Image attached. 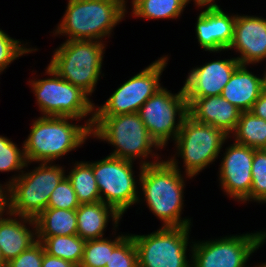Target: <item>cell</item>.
I'll return each mask as SVG.
<instances>
[{
	"label": "cell",
	"mask_w": 266,
	"mask_h": 267,
	"mask_svg": "<svg viewBox=\"0 0 266 267\" xmlns=\"http://www.w3.org/2000/svg\"><path fill=\"white\" fill-rule=\"evenodd\" d=\"M169 159L147 166L140 165V195L143 194L147 208L162 222L161 227L191 226V218H182L181 215L185 181L193 177L181 174L179 159Z\"/></svg>",
	"instance_id": "obj_1"
},
{
	"label": "cell",
	"mask_w": 266,
	"mask_h": 267,
	"mask_svg": "<svg viewBox=\"0 0 266 267\" xmlns=\"http://www.w3.org/2000/svg\"><path fill=\"white\" fill-rule=\"evenodd\" d=\"M73 117L40 116L33 121L30 133L23 142L26 161L51 162L60 159L72 150L81 147L91 138L94 118H89L84 125L73 121ZM73 123H71V122Z\"/></svg>",
	"instance_id": "obj_2"
},
{
	"label": "cell",
	"mask_w": 266,
	"mask_h": 267,
	"mask_svg": "<svg viewBox=\"0 0 266 267\" xmlns=\"http://www.w3.org/2000/svg\"><path fill=\"white\" fill-rule=\"evenodd\" d=\"M91 137L106 141L115 148L109 156L132 162L140 159L139 166L161 161L159 154L153 150L161 148L150 137L138 113L94 116ZM149 156L154 160L148 161Z\"/></svg>",
	"instance_id": "obj_3"
},
{
	"label": "cell",
	"mask_w": 266,
	"mask_h": 267,
	"mask_svg": "<svg viewBox=\"0 0 266 267\" xmlns=\"http://www.w3.org/2000/svg\"><path fill=\"white\" fill-rule=\"evenodd\" d=\"M65 13L53 35L66 40L103 41L128 11L122 0H68Z\"/></svg>",
	"instance_id": "obj_4"
},
{
	"label": "cell",
	"mask_w": 266,
	"mask_h": 267,
	"mask_svg": "<svg viewBox=\"0 0 266 267\" xmlns=\"http://www.w3.org/2000/svg\"><path fill=\"white\" fill-rule=\"evenodd\" d=\"M104 43L94 40H65L53 51L48 66L62 79L92 96L102 73Z\"/></svg>",
	"instance_id": "obj_5"
},
{
	"label": "cell",
	"mask_w": 266,
	"mask_h": 267,
	"mask_svg": "<svg viewBox=\"0 0 266 267\" xmlns=\"http://www.w3.org/2000/svg\"><path fill=\"white\" fill-rule=\"evenodd\" d=\"M34 168L23 171L9 184L11 214L35 219L47 208L50 195L66 176L59 164L40 162Z\"/></svg>",
	"instance_id": "obj_6"
},
{
	"label": "cell",
	"mask_w": 266,
	"mask_h": 267,
	"mask_svg": "<svg viewBox=\"0 0 266 267\" xmlns=\"http://www.w3.org/2000/svg\"><path fill=\"white\" fill-rule=\"evenodd\" d=\"M48 78L29 80L42 116L73 117L83 120L94 118L95 103L81 88L62 79L50 66L46 67Z\"/></svg>",
	"instance_id": "obj_7"
},
{
	"label": "cell",
	"mask_w": 266,
	"mask_h": 267,
	"mask_svg": "<svg viewBox=\"0 0 266 267\" xmlns=\"http://www.w3.org/2000/svg\"><path fill=\"white\" fill-rule=\"evenodd\" d=\"M229 138L222 129L195 121L187 115L174 140L176 154L172 157L183 159L184 173L191 177L218 159L222 146Z\"/></svg>",
	"instance_id": "obj_8"
},
{
	"label": "cell",
	"mask_w": 266,
	"mask_h": 267,
	"mask_svg": "<svg viewBox=\"0 0 266 267\" xmlns=\"http://www.w3.org/2000/svg\"><path fill=\"white\" fill-rule=\"evenodd\" d=\"M265 242V230L195 241L189 250L191 267H249L250 256Z\"/></svg>",
	"instance_id": "obj_9"
},
{
	"label": "cell",
	"mask_w": 266,
	"mask_h": 267,
	"mask_svg": "<svg viewBox=\"0 0 266 267\" xmlns=\"http://www.w3.org/2000/svg\"><path fill=\"white\" fill-rule=\"evenodd\" d=\"M190 226L160 227L150 234H130L138 254V267H191L187 250Z\"/></svg>",
	"instance_id": "obj_10"
},
{
	"label": "cell",
	"mask_w": 266,
	"mask_h": 267,
	"mask_svg": "<svg viewBox=\"0 0 266 267\" xmlns=\"http://www.w3.org/2000/svg\"><path fill=\"white\" fill-rule=\"evenodd\" d=\"M138 114L150 137L161 150L164 149L168 140L174 141L177 138L182 122L188 115V104L183 88L174 94L162 87L145 101Z\"/></svg>",
	"instance_id": "obj_11"
},
{
	"label": "cell",
	"mask_w": 266,
	"mask_h": 267,
	"mask_svg": "<svg viewBox=\"0 0 266 267\" xmlns=\"http://www.w3.org/2000/svg\"><path fill=\"white\" fill-rule=\"evenodd\" d=\"M87 163L92 167L101 201L123 215L129 207L143 201L138 195L132 161L106 156ZM141 200V201H140Z\"/></svg>",
	"instance_id": "obj_12"
},
{
	"label": "cell",
	"mask_w": 266,
	"mask_h": 267,
	"mask_svg": "<svg viewBox=\"0 0 266 267\" xmlns=\"http://www.w3.org/2000/svg\"><path fill=\"white\" fill-rule=\"evenodd\" d=\"M170 57L162 56L118 87L102 106H94V116L138 113L140 107L163 87L160 77Z\"/></svg>",
	"instance_id": "obj_13"
},
{
	"label": "cell",
	"mask_w": 266,
	"mask_h": 267,
	"mask_svg": "<svg viewBox=\"0 0 266 267\" xmlns=\"http://www.w3.org/2000/svg\"><path fill=\"white\" fill-rule=\"evenodd\" d=\"M225 150L219 165V186L227 197L245 204L250 201L252 162L256 149L233 142Z\"/></svg>",
	"instance_id": "obj_14"
},
{
	"label": "cell",
	"mask_w": 266,
	"mask_h": 267,
	"mask_svg": "<svg viewBox=\"0 0 266 267\" xmlns=\"http://www.w3.org/2000/svg\"><path fill=\"white\" fill-rule=\"evenodd\" d=\"M239 53L240 64L256 65L266 60V18L236 15L232 42L227 50Z\"/></svg>",
	"instance_id": "obj_15"
},
{
	"label": "cell",
	"mask_w": 266,
	"mask_h": 267,
	"mask_svg": "<svg viewBox=\"0 0 266 267\" xmlns=\"http://www.w3.org/2000/svg\"><path fill=\"white\" fill-rule=\"evenodd\" d=\"M239 65V61L234 57L210 61L193 68L182 86L185 97L204 98L221 95L224 86Z\"/></svg>",
	"instance_id": "obj_16"
},
{
	"label": "cell",
	"mask_w": 266,
	"mask_h": 267,
	"mask_svg": "<svg viewBox=\"0 0 266 267\" xmlns=\"http://www.w3.org/2000/svg\"><path fill=\"white\" fill-rule=\"evenodd\" d=\"M195 35L199 46L210 53L227 51L234 32L236 14L221 9L203 10L197 16Z\"/></svg>",
	"instance_id": "obj_17"
},
{
	"label": "cell",
	"mask_w": 266,
	"mask_h": 267,
	"mask_svg": "<svg viewBox=\"0 0 266 267\" xmlns=\"http://www.w3.org/2000/svg\"><path fill=\"white\" fill-rule=\"evenodd\" d=\"M188 115L195 121L222 129L231 135L238 124L241 111L221 95L186 98Z\"/></svg>",
	"instance_id": "obj_18"
},
{
	"label": "cell",
	"mask_w": 266,
	"mask_h": 267,
	"mask_svg": "<svg viewBox=\"0 0 266 267\" xmlns=\"http://www.w3.org/2000/svg\"><path fill=\"white\" fill-rule=\"evenodd\" d=\"M18 217V218H16ZM30 227L28 228L27 226ZM37 242L35 219L9 213L0 217V249L8 263Z\"/></svg>",
	"instance_id": "obj_19"
},
{
	"label": "cell",
	"mask_w": 266,
	"mask_h": 267,
	"mask_svg": "<svg viewBox=\"0 0 266 267\" xmlns=\"http://www.w3.org/2000/svg\"><path fill=\"white\" fill-rule=\"evenodd\" d=\"M240 64L224 86L221 96L241 112L250 111L255 101L265 90V75L256 76Z\"/></svg>",
	"instance_id": "obj_20"
},
{
	"label": "cell",
	"mask_w": 266,
	"mask_h": 267,
	"mask_svg": "<svg viewBox=\"0 0 266 267\" xmlns=\"http://www.w3.org/2000/svg\"><path fill=\"white\" fill-rule=\"evenodd\" d=\"M76 217L77 235L87 241L102 238L109 219L116 231L123 216L114 207L99 201L80 204L76 209Z\"/></svg>",
	"instance_id": "obj_21"
},
{
	"label": "cell",
	"mask_w": 266,
	"mask_h": 267,
	"mask_svg": "<svg viewBox=\"0 0 266 267\" xmlns=\"http://www.w3.org/2000/svg\"><path fill=\"white\" fill-rule=\"evenodd\" d=\"M37 237L77 234L76 209L46 208L35 218Z\"/></svg>",
	"instance_id": "obj_22"
},
{
	"label": "cell",
	"mask_w": 266,
	"mask_h": 267,
	"mask_svg": "<svg viewBox=\"0 0 266 267\" xmlns=\"http://www.w3.org/2000/svg\"><path fill=\"white\" fill-rule=\"evenodd\" d=\"M229 135L234 141L260 150L266 149V120L257 117L251 111L241 112L238 124Z\"/></svg>",
	"instance_id": "obj_23"
},
{
	"label": "cell",
	"mask_w": 266,
	"mask_h": 267,
	"mask_svg": "<svg viewBox=\"0 0 266 267\" xmlns=\"http://www.w3.org/2000/svg\"><path fill=\"white\" fill-rule=\"evenodd\" d=\"M66 176L70 180L80 204L101 201L92 167L86 161H76L73 169L71 168Z\"/></svg>",
	"instance_id": "obj_24"
},
{
	"label": "cell",
	"mask_w": 266,
	"mask_h": 267,
	"mask_svg": "<svg viewBox=\"0 0 266 267\" xmlns=\"http://www.w3.org/2000/svg\"><path fill=\"white\" fill-rule=\"evenodd\" d=\"M51 256L74 263L77 267L82 262L85 240L77 234L69 236L37 237Z\"/></svg>",
	"instance_id": "obj_25"
},
{
	"label": "cell",
	"mask_w": 266,
	"mask_h": 267,
	"mask_svg": "<svg viewBox=\"0 0 266 267\" xmlns=\"http://www.w3.org/2000/svg\"><path fill=\"white\" fill-rule=\"evenodd\" d=\"M185 7L184 0H137L132 5V13L130 14L145 20H173L183 14Z\"/></svg>",
	"instance_id": "obj_26"
},
{
	"label": "cell",
	"mask_w": 266,
	"mask_h": 267,
	"mask_svg": "<svg viewBox=\"0 0 266 267\" xmlns=\"http://www.w3.org/2000/svg\"><path fill=\"white\" fill-rule=\"evenodd\" d=\"M121 234L112 238L87 240L84 245L83 258L79 267H105L110 253L128 236ZM109 240H108V239Z\"/></svg>",
	"instance_id": "obj_27"
},
{
	"label": "cell",
	"mask_w": 266,
	"mask_h": 267,
	"mask_svg": "<svg viewBox=\"0 0 266 267\" xmlns=\"http://www.w3.org/2000/svg\"><path fill=\"white\" fill-rule=\"evenodd\" d=\"M28 165L29 163L24 155V145H22L20 150L17 144L9 138L0 135V172H19L13 175V178L11 177L7 182L10 184L12 181H15Z\"/></svg>",
	"instance_id": "obj_28"
},
{
	"label": "cell",
	"mask_w": 266,
	"mask_h": 267,
	"mask_svg": "<svg viewBox=\"0 0 266 267\" xmlns=\"http://www.w3.org/2000/svg\"><path fill=\"white\" fill-rule=\"evenodd\" d=\"M250 201L263 204L266 199V150L254 151Z\"/></svg>",
	"instance_id": "obj_29"
},
{
	"label": "cell",
	"mask_w": 266,
	"mask_h": 267,
	"mask_svg": "<svg viewBox=\"0 0 266 267\" xmlns=\"http://www.w3.org/2000/svg\"><path fill=\"white\" fill-rule=\"evenodd\" d=\"M18 39L10 37L6 32L0 29V72L2 73L9 65L19 59L21 56L28 55L38 49L28 48L27 45Z\"/></svg>",
	"instance_id": "obj_30"
},
{
	"label": "cell",
	"mask_w": 266,
	"mask_h": 267,
	"mask_svg": "<svg viewBox=\"0 0 266 267\" xmlns=\"http://www.w3.org/2000/svg\"><path fill=\"white\" fill-rule=\"evenodd\" d=\"M105 267H138L137 249L130 234L110 253Z\"/></svg>",
	"instance_id": "obj_31"
},
{
	"label": "cell",
	"mask_w": 266,
	"mask_h": 267,
	"mask_svg": "<svg viewBox=\"0 0 266 267\" xmlns=\"http://www.w3.org/2000/svg\"><path fill=\"white\" fill-rule=\"evenodd\" d=\"M75 191L70 180L65 176L50 195L47 208L73 210L79 207Z\"/></svg>",
	"instance_id": "obj_32"
},
{
	"label": "cell",
	"mask_w": 266,
	"mask_h": 267,
	"mask_svg": "<svg viewBox=\"0 0 266 267\" xmlns=\"http://www.w3.org/2000/svg\"><path fill=\"white\" fill-rule=\"evenodd\" d=\"M44 252L43 244L37 241L29 249L10 260L6 267H41Z\"/></svg>",
	"instance_id": "obj_33"
},
{
	"label": "cell",
	"mask_w": 266,
	"mask_h": 267,
	"mask_svg": "<svg viewBox=\"0 0 266 267\" xmlns=\"http://www.w3.org/2000/svg\"><path fill=\"white\" fill-rule=\"evenodd\" d=\"M5 213V214H4ZM10 213L9 183H0V217Z\"/></svg>",
	"instance_id": "obj_34"
},
{
	"label": "cell",
	"mask_w": 266,
	"mask_h": 267,
	"mask_svg": "<svg viewBox=\"0 0 266 267\" xmlns=\"http://www.w3.org/2000/svg\"><path fill=\"white\" fill-rule=\"evenodd\" d=\"M41 267H77L74 263L44 252Z\"/></svg>",
	"instance_id": "obj_35"
},
{
	"label": "cell",
	"mask_w": 266,
	"mask_h": 267,
	"mask_svg": "<svg viewBox=\"0 0 266 267\" xmlns=\"http://www.w3.org/2000/svg\"><path fill=\"white\" fill-rule=\"evenodd\" d=\"M250 111L257 117L266 120V89L261 93L259 98L255 101Z\"/></svg>",
	"instance_id": "obj_36"
},
{
	"label": "cell",
	"mask_w": 266,
	"mask_h": 267,
	"mask_svg": "<svg viewBox=\"0 0 266 267\" xmlns=\"http://www.w3.org/2000/svg\"><path fill=\"white\" fill-rule=\"evenodd\" d=\"M192 0H184L185 5H188ZM197 8H205L204 10L221 9L220 5H217L215 0H193Z\"/></svg>",
	"instance_id": "obj_37"
},
{
	"label": "cell",
	"mask_w": 266,
	"mask_h": 267,
	"mask_svg": "<svg viewBox=\"0 0 266 267\" xmlns=\"http://www.w3.org/2000/svg\"><path fill=\"white\" fill-rule=\"evenodd\" d=\"M6 262L4 261V258L2 256V253H1V249H0V267H6Z\"/></svg>",
	"instance_id": "obj_38"
},
{
	"label": "cell",
	"mask_w": 266,
	"mask_h": 267,
	"mask_svg": "<svg viewBox=\"0 0 266 267\" xmlns=\"http://www.w3.org/2000/svg\"><path fill=\"white\" fill-rule=\"evenodd\" d=\"M127 2H128V0H127V1H126V0H122V4H123V6H124V8H125L126 11H127V9H128V8L126 7V6H127V4H126Z\"/></svg>",
	"instance_id": "obj_39"
},
{
	"label": "cell",
	"mask_w": 266,
	"mask_h": 267,
	"mask_svg": "<svg viewBox=\"0 0 266 267\" xmlns=\"http://www.w3.org/2000/svg\"><path fill=\"white\" fill-rule=\"evenodd\" d=\"M255 267H266V262L265 263H263V264H257Z\"/></svg>",
	"instance_id": "obj_40"
},
{
	"label": "cell",
	"mask_w": 266,
	"mask_h": 267,
	"mask_svg": "<svg viewBox=\"0 0 266 267\" xmlns=\"http://www.w3.org/2000/svg\"><path fill=\"white\" fill-rule=\"evenodd\" d=\"M266 70V69H265ZM265 75V89H266V72L263 73Z\"/></svg>",
	"instance_id": "obj_41"
},
{
	"label": "cell",
	"mask_w": 266,
	"mask_h": 267,
	"mask_svg": "<svg viewBox=\"0 0 266 267\" xmlns=\"http://www.w3.org/2000/svg\"><path fill=\"white\" fill-rule=\"evenodd\" d=\"M136 1H137V0H132V1H131V2H132L131 4L133 5Z\"/></svg>",
	"instance_id": "obj_42"
}]
</instances>
